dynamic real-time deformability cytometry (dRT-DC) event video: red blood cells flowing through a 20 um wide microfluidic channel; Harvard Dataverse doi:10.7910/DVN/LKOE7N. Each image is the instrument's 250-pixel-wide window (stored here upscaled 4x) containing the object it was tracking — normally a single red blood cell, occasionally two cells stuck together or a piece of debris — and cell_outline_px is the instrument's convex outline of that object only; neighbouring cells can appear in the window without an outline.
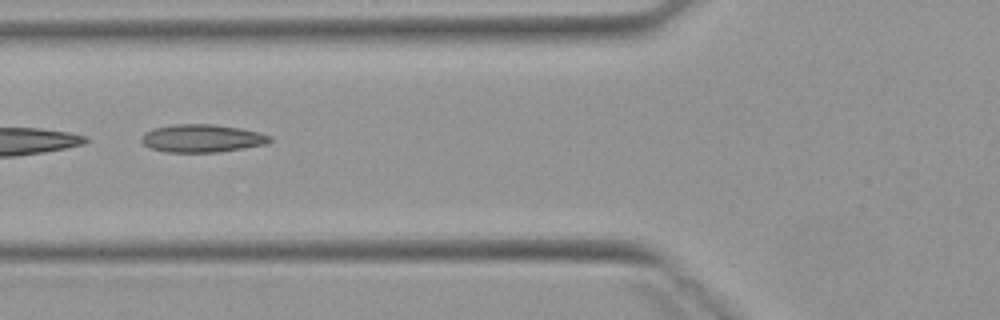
{"species": "Egyptian fruit bat (a non-hibernating species)", "species_latin": "Rousettus aegyptiacus", "temperature_condition": "warm", "stored_images_in_passage": 6, "camera_frame_rate_fps": 3000, "um_per_image_px": 0.085, "animal": {"sex": "female"}, "frame": {"image": 1, "passage_image": 3, "time_ms": 2.667, "image_size_px": [1000, 320], "cell_outline_px": [[272, 140], [268, 144], [244, 148], [216, 152], [168, 152], [148, 148], [140, 140], [140, 136], [144, 132], [152, 128], [176, 124], [212, 124], [240, 128], [260, 132], [272, 136]], "centroid_in_image_um": [17.16, 11.75], "position_along_channel_um": 108.6, "area_um2": 21.1}}
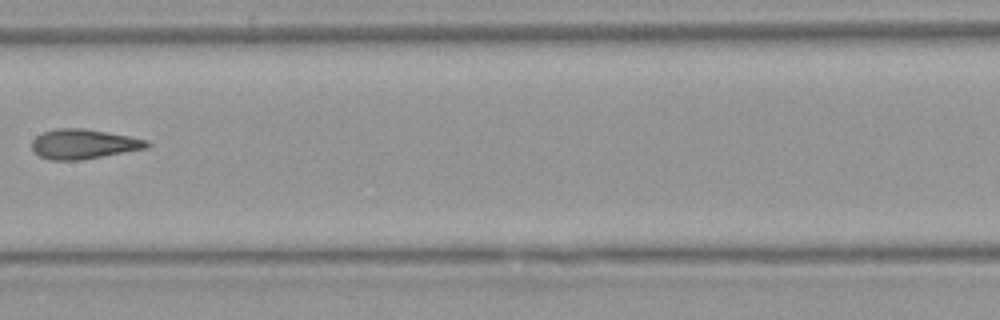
{"frame": {"image": 2, "passage_image": 5, "time_ms": 5.0, "image_size_px": [1000, 320], "cell_outline_px": [[152, 144], [148, 148], [80, 160], [48, 160], [40, 156], [32, 148], [32, 140], [36, 136], [44, 132], [56, 128], [84, 128], [108, 132], [148, 140]], "centroid_in_image_um": [7.12, 12.24], "position_along_channel_um": 200.3, "area_um2": 19.94}}
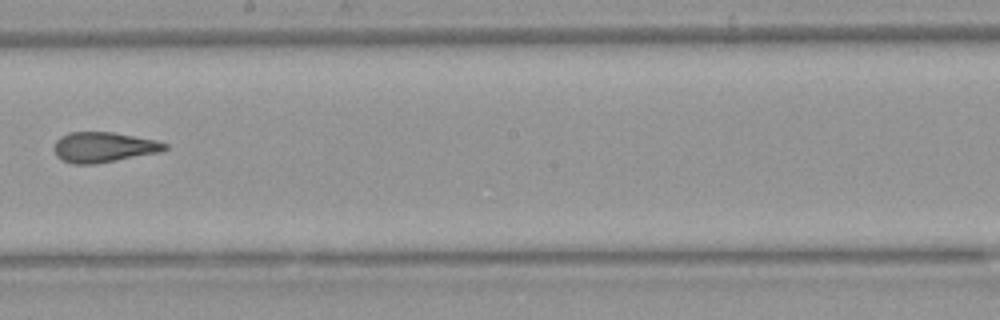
{"frame": {"image": 3, "passage_image": 6, "time_ms": 6.0, "image_size_px": [1000, 320], "cell_outline_px": [[168, 148], [160, 152], [96, 164], [72, 164], [60, 160], [56, 156], [52, 148], [56, 140], [60, 136], [68, 132], [112, 132], [156, 140], [168, 144]], "centroid_in_image_um": [8.76, 12.52], "position_along_channel_um": 239.4, "area_um2": 19.77}}